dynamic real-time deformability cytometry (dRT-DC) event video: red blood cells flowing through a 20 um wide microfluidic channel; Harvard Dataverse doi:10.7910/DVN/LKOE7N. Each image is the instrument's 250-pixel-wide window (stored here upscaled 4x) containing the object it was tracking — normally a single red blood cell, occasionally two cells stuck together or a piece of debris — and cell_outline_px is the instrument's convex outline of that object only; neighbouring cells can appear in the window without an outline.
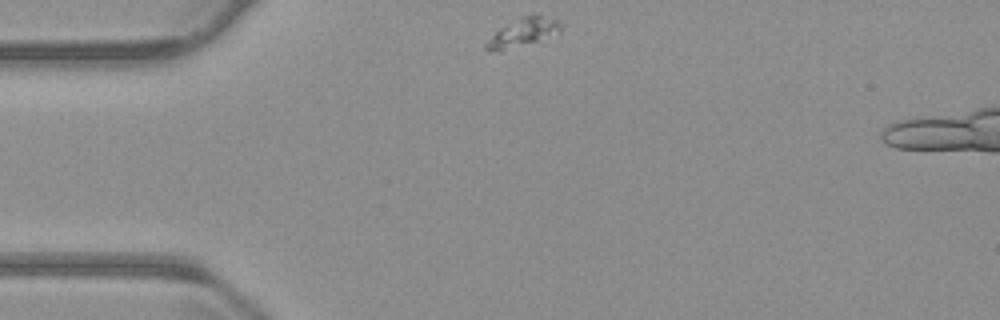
{"species": "common noctule bat (a hibernating species)", "species_latin": "Nyctalus noctula", "temperature_condition": "warm", "stored_images_in_passage": 5, "camera_frame_rate_fps": 3000, "um_per_image_px": 0.085, "animal": {"sex": "male", "body_mass_g": 23.1, "forearm_length_mm": 52.7}, "frame": {"image": 1, "passage_image": 1, "time_ms": 0.0, "image_size_px": [1000, 320], "cell_outline_px": [[564, 24], [560, 32], [536, 40], [488, 52], [484, 48], [484, 44], [500, 28], [532, 12], [540, 12]], "centroid_in_image_um": [44.52, 2.66], "position_along_channel_um": 40.5, "area_um2": 11.85}}